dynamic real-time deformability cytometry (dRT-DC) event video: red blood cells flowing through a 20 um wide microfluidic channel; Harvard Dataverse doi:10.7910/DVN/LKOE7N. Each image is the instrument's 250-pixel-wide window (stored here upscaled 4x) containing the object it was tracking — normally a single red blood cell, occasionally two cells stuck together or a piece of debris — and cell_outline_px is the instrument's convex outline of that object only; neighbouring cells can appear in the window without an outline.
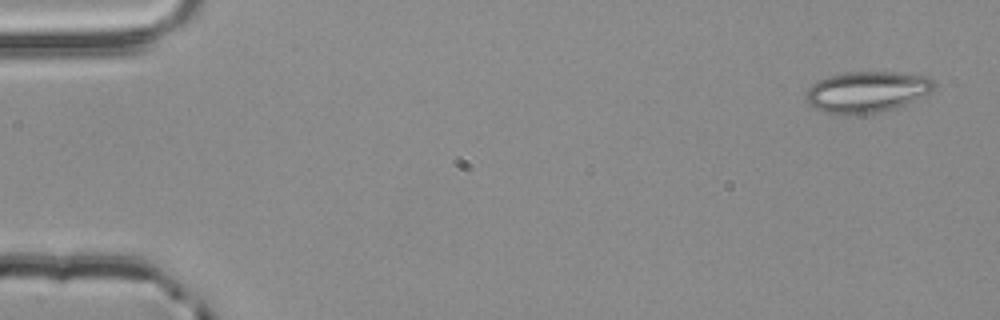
{"species": "common noctule bat (a hibernating species)", "species_latin": "Nyctalus noctula", "temperature_condition": "room temperature", "stored_images_in_passage": 2, "camera_frame_rate_fps": 3000, "um_per_image_px": 0.085, "animal": {"sex": "male", "body_mass_g": 20.4}, "frame": {"image": 1, "passage_image": 1, "time_ms": 0.0, "image_size_px": [1000, 320], "cell_outline_px": [[936, 88], [932, 92], [904, 104], [892, 108], [876, 112], [844, 116], [824, 112], [812, 108], [804, 100], [804, 92], [816, 80], [828, 76], [844, 72], [900, 72], [924, 76], [932, 80], [936, 84]], "centroid_in_image_um": [73.6, 7.81], "position_along_channel_um": 11.4, "area_um2": 31.1}}